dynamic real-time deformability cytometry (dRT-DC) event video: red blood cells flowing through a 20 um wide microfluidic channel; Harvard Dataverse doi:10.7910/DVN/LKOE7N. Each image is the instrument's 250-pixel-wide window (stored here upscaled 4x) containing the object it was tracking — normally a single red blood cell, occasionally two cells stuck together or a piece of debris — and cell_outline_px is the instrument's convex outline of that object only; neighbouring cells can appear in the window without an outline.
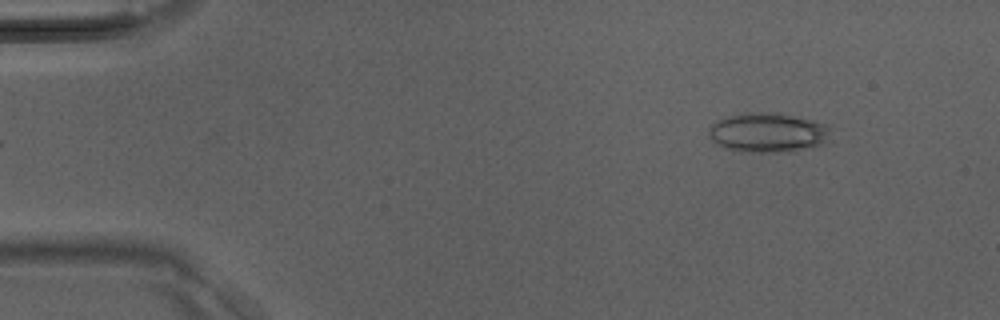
{"species": "Egyptian fruit bat (a non-hibernating species)", "species_latin": "Rousettus aegyptiacus", "temperature_condition": "room temperature", "stored_images_in_passage": 37, "camera_frame_rate_fps": 3000, "um_per_image_px": 0.085, "animal": {"sex": "male"}, "frame": {"image": 1, "passage_image": 1, "time_ms": 0.0, "image_size_px": [1000, 320], "cell_outline_px": [[836, 128], [820, 144], [792, 152], [752, 152], [724, 148], [716, 144], [708, 136], [708, 132], [712, 124], [716, 120], [732, 116], [752, 112], [768, 112], [812, 120], [832, 124]], "centroid_in_image_um": [65.31, 11.27], "position_along_channel_um": 19.7, "area_um2": 28.03}}
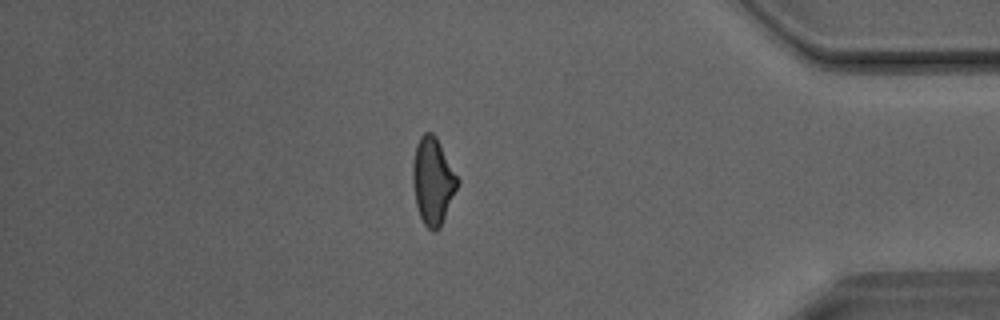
{"frame": {"image": 2, "passage_image": 31, "time_ms": 10.0, "image_size_px": [1000, 320], "cell_outline_px": [[460, 184], [440, 228], [436, 232], [432, 232], [424, 224], [420, 216], [416, 204], [412, 184], [412, 164], [416, 144], [420, 136], [424, 132], [432, 132], [436, 136], [460, 180]], "centroid_in_image_um": [36.8, 15.39], "position_along_channel_um": 398.4, "area_um2": 23.06}}
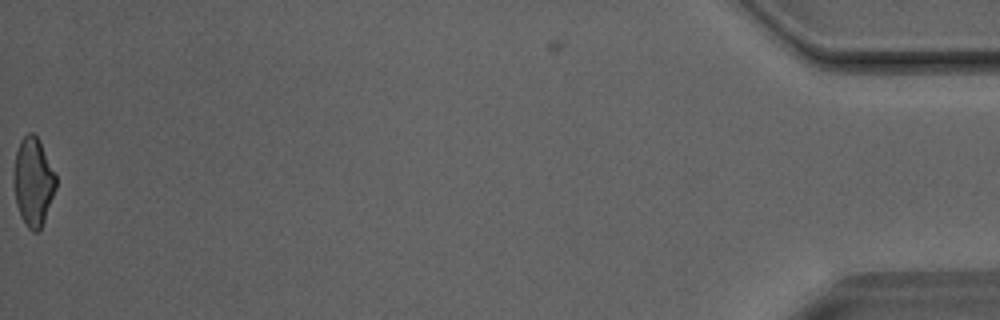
{"frame": {"image": 3, "passage_image": 37, "time_ms": 12.0, "image_size_px": [1000, 320], "cell_outline_px": [[56, 188], [44, 220], [40, 228], [36, 232], [32, 232], [28, 228], [20, 216], [16, 204], [16, 152], [20, 140], [28, 132], [32, 132], [40, 140], [56, 176]], "centroid_in_image_um": [2.86, 15.45], "position_along_channel_um": 432.3, "area_um2": 21.04}}